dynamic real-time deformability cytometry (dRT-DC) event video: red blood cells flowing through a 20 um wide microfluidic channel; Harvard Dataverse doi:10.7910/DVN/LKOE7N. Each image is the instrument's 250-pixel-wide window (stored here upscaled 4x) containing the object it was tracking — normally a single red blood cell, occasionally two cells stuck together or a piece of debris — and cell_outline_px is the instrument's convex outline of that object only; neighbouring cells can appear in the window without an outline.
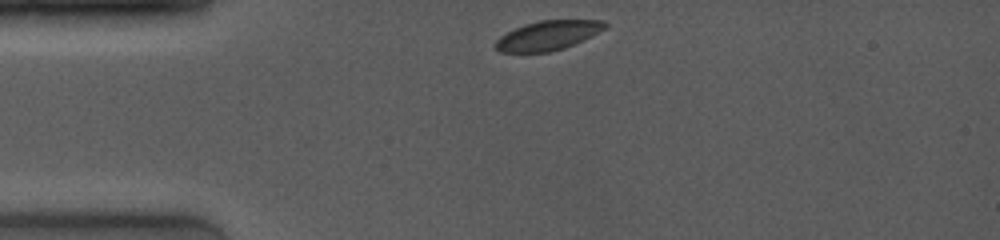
{"species": "common noctule bat (a hibernating species)", "species_latin": "Nyctalus noctula", "temperature_condition": "room temperature", "stored_images_in_passage": 3, "camera_frame_rate_fps": 4000, "um_per_image_px": 0.085, "animal": {"sex": "female", "body_mass_g": 19.0, "forearm_length_mm": 53.3}, "frame": {"image": 1, "passage_image": 1, "time_ms": 0.0, "image_size_px": [1000, 240], "cell_outline_px": [[608, 24], [604, 28], [592, 36], [584, 40], [564, 48], [548, 52], [500, 52], [492, 44], [500, 36], [524, 24], [540, 20], [604, 20]], "centroid_in_image_um": [46.56, 3.01], "position_along_channel_um": 38.4, "area_um2": 18.73}}